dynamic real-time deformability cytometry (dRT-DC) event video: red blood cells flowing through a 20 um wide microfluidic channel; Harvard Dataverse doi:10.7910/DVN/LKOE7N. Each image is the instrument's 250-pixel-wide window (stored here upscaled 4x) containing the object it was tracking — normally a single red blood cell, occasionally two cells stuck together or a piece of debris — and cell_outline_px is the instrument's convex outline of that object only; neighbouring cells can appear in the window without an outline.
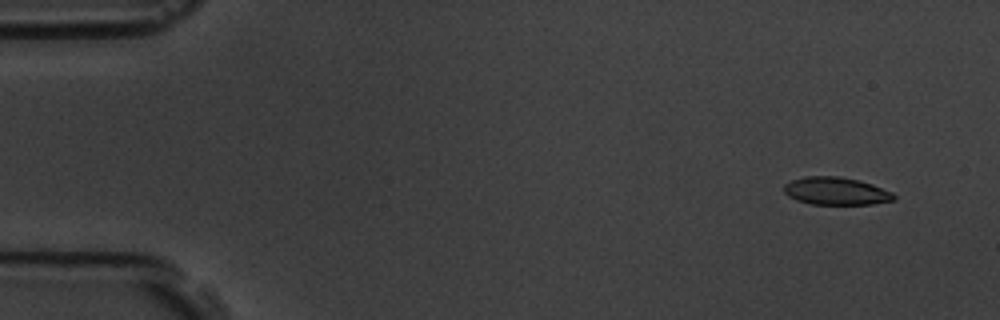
{"species": "common noctule bat (a hibernating species)", "species_latin": "Nyctalus noctula", "temperature_condition": "room temperature", "stored_images_in_passage": 16, "camera_frame_rate_fps": 3000, "um_per_image_px": 0.085, "animal": {"sex": "male", "body_mass_g": 19.5, "forearm_length_mm": 54.6}, "frame": {"image": 1, "passage_image": 1, "time_ms": 0.0, "image_size_px": [1000, 320], "cell_outline_px": [[896, 200], [872, 204], [812, 204], [796, 200], [788, 196], [784, 192], [784, 184], [792, 180], [804, 176], [840, 176], [860, 180], [872, 184], [892, 192], [896, 196]], "centroid_in_image_um": [71.07, 16.23], "position_along_channel_um": 13.9, "area_um2": 17.86}}
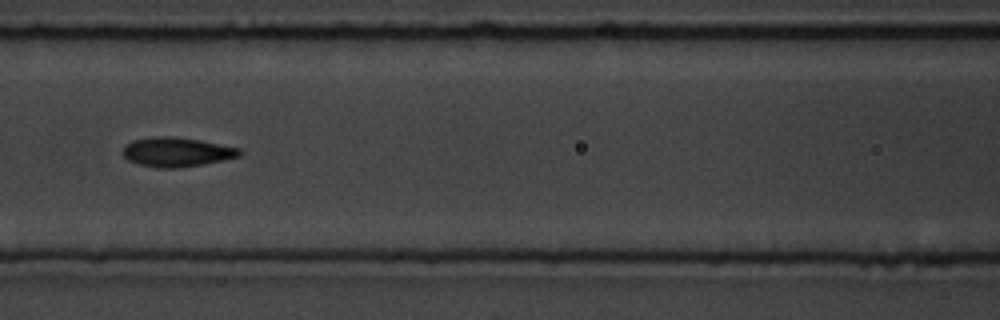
{"frame": {"image": 2, "passage_image": 7, "time_ms": 7.0, "image_size_px": [1000, 320], "cell_outline_px": [[244, 152], [240, 156], [224, 160], [176, 168], [156, 168], [140, 164], [128, 160], [124, 156], [124, 144], [132, 140], [156, 136], [176, 136], [200, 140], [240, 148]], "centroid_in_image_um": [15.03, 12.91], "position_along_channel_um": 151.6, "area_um2": 20.0}}
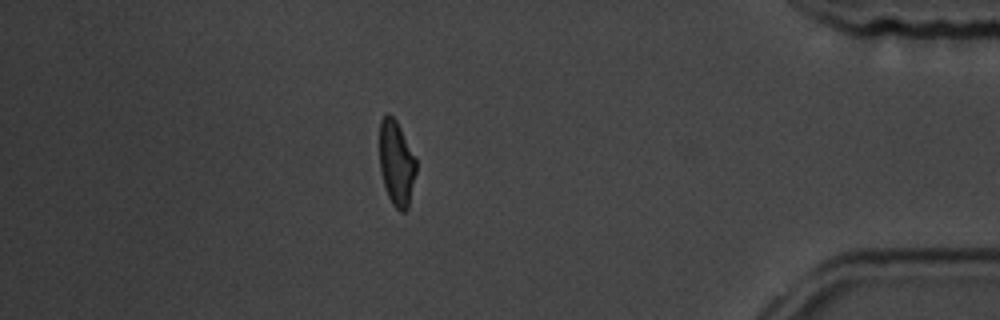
{"frame": {"image": 3, "passage_image": 14, "time_ms": 15.0, "image_size_px": [1000, 320], "cell_outline_px": [[416, 172], [408, 208], [404, 212], [400, 212], [392, 204], [388, 196], [384, 184], [380, 168], [380, 120], [388, 112], [396, 120], [416, 156]], "centroid_in_image_um": [33.71, 13.86], "position_along_channel_um": 401.5, "area_um2": 18.21}, "authors_computed_cell_mechanics": {"area_um2": 18.6405, "velocity_mm_per_s": 3.6501, "shape_relaxation_time_tau1_ms": 2.3615, "shape_relaxation_time_tau2_ms": 1.4035, "deformation_change_tau1": 0.1344, "deformation_change_tau2": 0.0686}}